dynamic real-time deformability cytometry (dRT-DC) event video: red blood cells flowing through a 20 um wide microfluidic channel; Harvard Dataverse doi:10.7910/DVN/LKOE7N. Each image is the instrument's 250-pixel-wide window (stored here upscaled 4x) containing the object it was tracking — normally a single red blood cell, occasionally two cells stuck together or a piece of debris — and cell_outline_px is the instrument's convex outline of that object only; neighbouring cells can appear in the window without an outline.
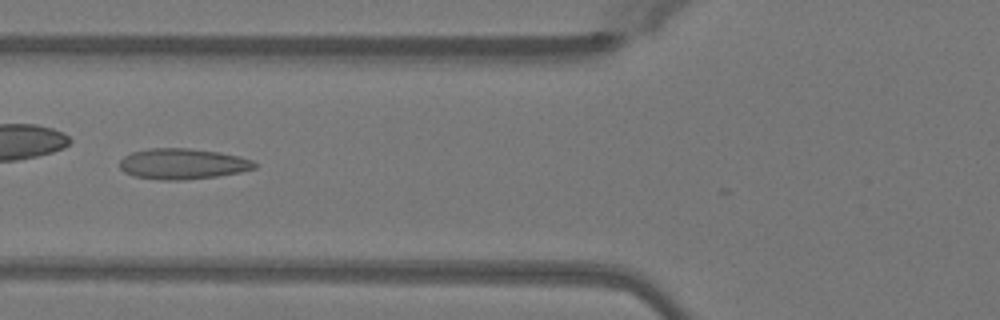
{"species": "Egyptian fruit bat (a non-hibernating species)", "species_latin": "Rousettus aegyptiacus", "temperature_condition": "warm", "stored_images_in_passage": 32, "camera_frame_rate_fps": 3000, "um_per_image_px": 0.085, "animal": {"sex": "female"}, "frame": {"image": 1, "passage_image": 4, "time_ms": 1.0, "image_size_px": [1000, 320], "cell_outline_px": [[256, 168], [240, 172], [216, 176], [184, 180], [160, 180], [132, 176], [124, 172], [120, 168], [120, 160], [124, 156], [132, 152], [148, 148], [188, 148], [220, 152], [240, 156], [252, 160], [256, 164]], "centroid_in_image_um": [15.51, 13.92], "position_along_channel_um": 110.3, "area_um2": 24.28}}
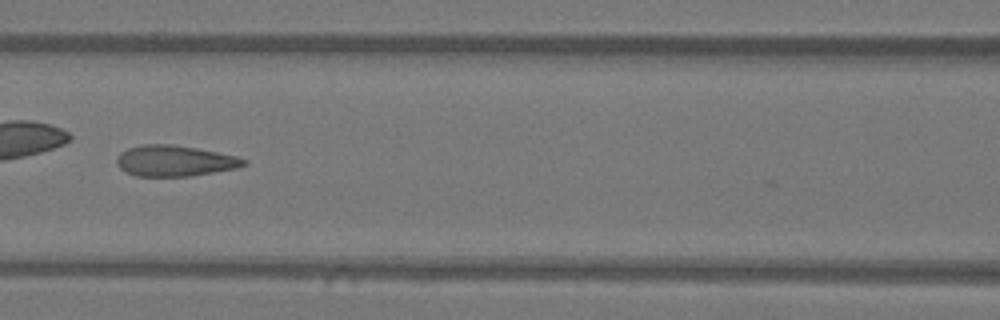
{"frame": {"image": 2, "passage_image": 7, "time_ms": 2.0, "image_size_px": [1000, 320], "cell_outline_px": [[248, 164], [236, 168], [188, 176], [136, 176], [120, 168], [116, 164], [116, 156], [120, 152], [128, 148], [140, 144], [172, 144], [196, 148], [236, 156], [248, 160]], "centroid_in_image_um": [14.82, 13.66], "position_along_channel_um": 151.8, "area_um2": 22.83}}
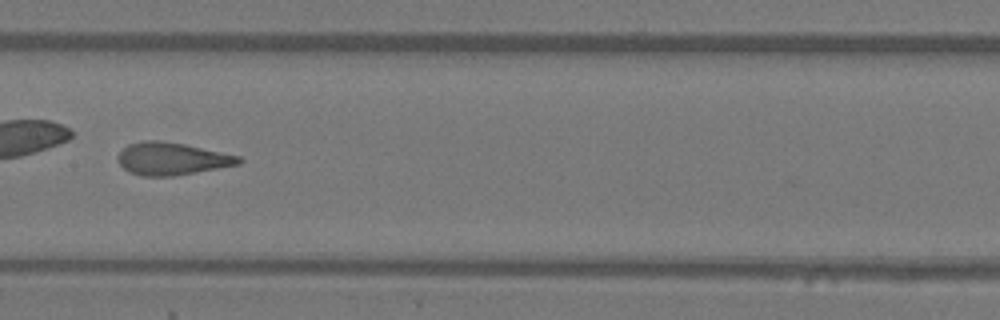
{"frame": {"image": 3, "passage_image": 10, "time_ms": 3.0, "image_size_px": [1000, 320], "cell_outline_px": [[244, 160], [240, 164], [172, 176], [140, 176], [124, 168], [120, 164], [116, 156], [128, 144], [144, 140], [160, 140], [184, 144], [240, 156]], "centroid_in_image_um": [14.6, 13.48], "position_along_channel_um": 192.8, "area_um2": 22.72}, "authors_computed_cell_mechanics": {"area_um2": 22.4842, "velocity_mm_per_s": 4.0967, "shape_relaxation_time_tau1_ms": 9.5863, "shape_relaxation_time_tau2_ms": 0.9512, "deformation_change_tau1": 0.2769, "deformation_change_tau2": 0.0904}}